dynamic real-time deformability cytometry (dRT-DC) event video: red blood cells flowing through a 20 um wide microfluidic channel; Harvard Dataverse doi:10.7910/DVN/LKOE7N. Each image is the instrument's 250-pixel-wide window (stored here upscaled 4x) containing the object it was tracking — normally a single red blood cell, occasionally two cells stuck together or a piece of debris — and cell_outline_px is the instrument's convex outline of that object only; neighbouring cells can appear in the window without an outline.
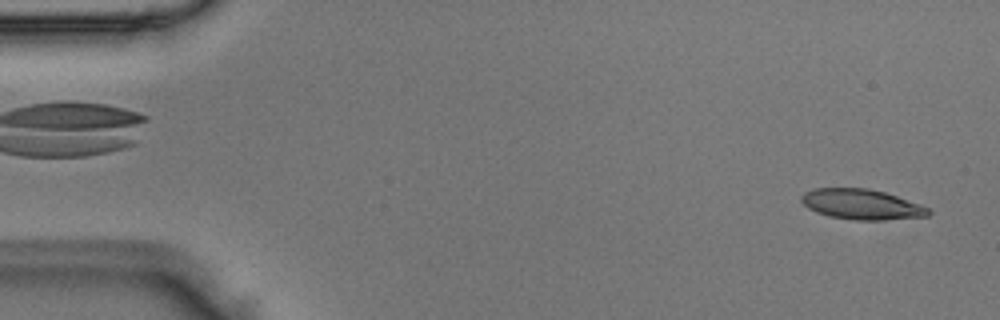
{"species": "Egyptian fruit bat (a non-hibernating species)", "species_latin": "Rousettus aegyptiacus", "temperature_condition": "room temperature", "stored_images_in_passage": 49, "camera_frame_rate_fps": 3000, "um_per_image_px": 0.085, "animal": {"sex": "male"}, "frame": {"image": 1, "passage_image": 2, "time_ms": 0.333, "image_size_px": [1000, 320], "cell_outline_px": [[932, 212], [928, 216], [884, 220], [852, 220], [828, 216], [816, 212], [808, 208], [800, 200], [800, 196], [804, 192], [812, 188], [868, 188], [884, 192], [932, 208]], "centroid_in_image_um": [73.23, 17.37], "position_along_channel_um": 11.8, "area_um2": 22.66}}
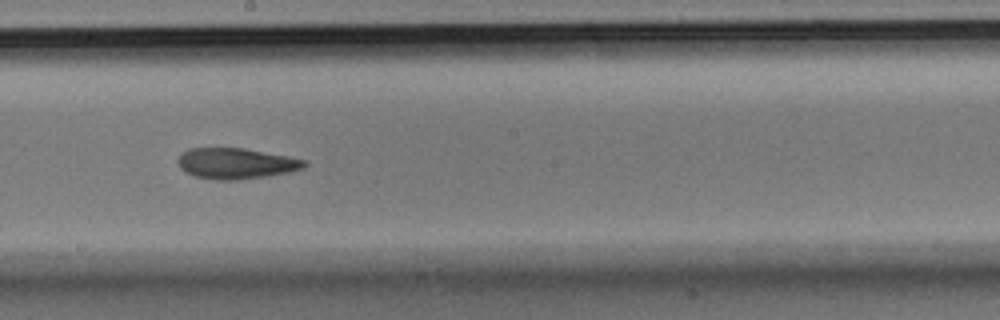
{"frame": {"image": 2, "passage_image": 27, "time_ms": 8.667, "image_size_px": [1000, 320], "cell_outline_px": [[308, 164], [304, 168], [288, 172], [240, 180], [216, 180], [196, 176], [180, 168], [176, 160], [180, 152], [188, 148], [244, 148], [288, 156], [308, 160]], "centroid_in_image_um": [20.05, 13.88], "position_along_channel_um": 228.1, "area_um2": 22.83}}
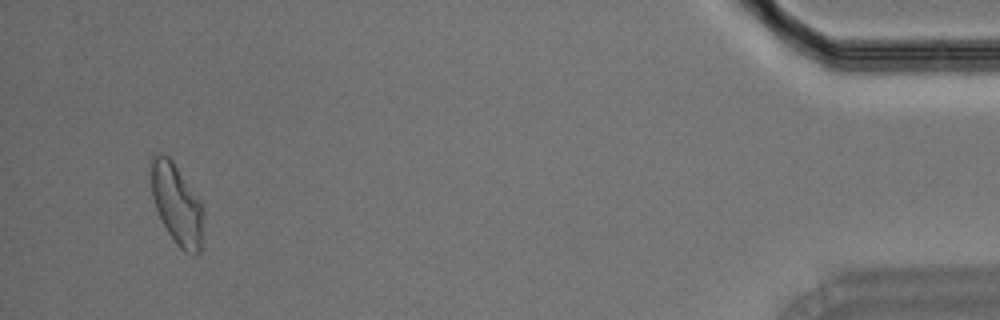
{"frame": {"image": 3, "passage_image": 47, "time_ms": 15.333, "image_size_px": [1000, 320], "cell_outline_px": [[204, 216], [200, 252], [196, 256], [192, 256], [184, 252], [176, 244], [168, 232], [156, 208], [152, 196], [152, 156], [168, 156], [172, 160], [200, 200], [204, 208]], "centroid_in_image_um": [15.09, 17.44], "position_along_channel_um": 420.1, "area_um2": 24.28}}